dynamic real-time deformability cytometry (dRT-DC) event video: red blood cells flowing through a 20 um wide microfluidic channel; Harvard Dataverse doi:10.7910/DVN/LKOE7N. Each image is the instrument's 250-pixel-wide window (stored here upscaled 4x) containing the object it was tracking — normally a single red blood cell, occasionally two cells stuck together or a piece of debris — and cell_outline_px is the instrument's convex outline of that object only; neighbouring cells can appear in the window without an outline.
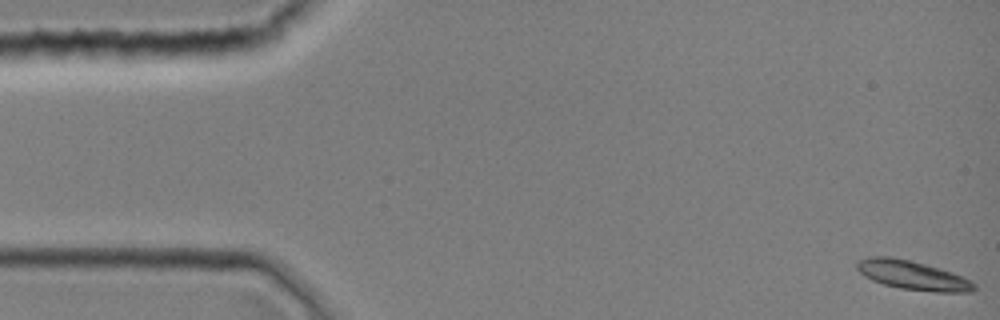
{"species": "common noctule bat (a hibernating species)", "species_latin": "Nyctalus noctula", "temperature_condition": "room temperature", "stored_images_in_passage": 10, "camera_frame_rate_fps": 3000, "um_per_image_px": 0.085, "animal": {"sex": "female", "body_mass_g": 19.0, "forearm_length_mm": 51.5}, "frame": {"image": 1, "passage_image": 1, "time_ms": 0.0, "image_size_px": [1000, 320], "cell_outline_px": [[976, 288], [972, 292], [936, 292], [900, 288], [884, 284], [872, 280], [864, 276], [856, 268], [856, 264], [860, 260], [868, 256], [892, 256], [912, 260], [940, 268], [952, 272], [972, 280], [976, 284]], "centroid_in_image_um": [77.59, 23.38], "position_along_channel_um": 7.4, "area_um2": 20.06}}
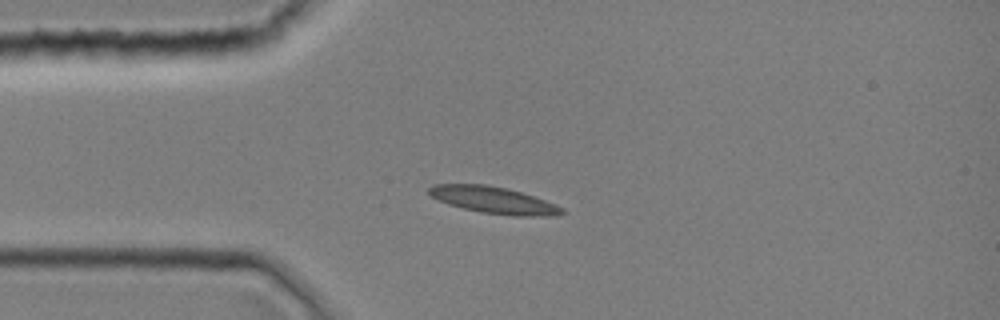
{"frame": {"image": 2, "passage_image": 10, "time_ms": 3.0, "image_size_px": [1000, 320], "cell_outline_px": [[564, 212], [552, 216], [512, 216], [480, 212], [448, 204], [432, 196], [428, 192], [428, 188], [432, 184], [484, 184], [504, 188], [520, 192], [544, 200], [564, 208]], "centroid_in_image_um": [41.94, 17.01], "position_along_channel_um": 43.1, "area_um2": 20.46}}